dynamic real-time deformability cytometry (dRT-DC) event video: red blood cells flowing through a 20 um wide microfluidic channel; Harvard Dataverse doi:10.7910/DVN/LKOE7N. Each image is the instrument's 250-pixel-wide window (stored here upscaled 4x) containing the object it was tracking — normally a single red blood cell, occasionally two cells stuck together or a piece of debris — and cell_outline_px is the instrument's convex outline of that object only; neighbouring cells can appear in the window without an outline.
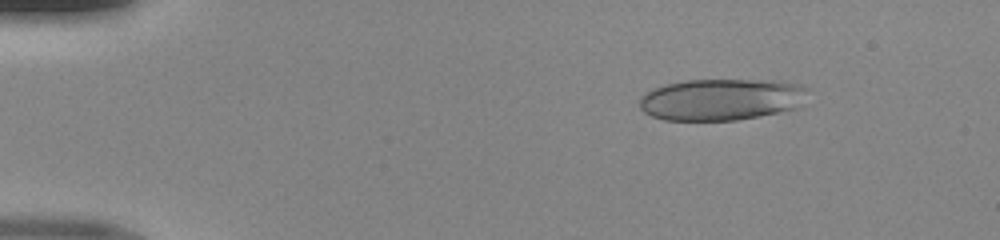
{"species": "human", "species_latin": "Homo sapiens", "temperature_condition": "room temperature", "stored_images_in_passage": 49, "camera_frame_rate_fps": 3000, "um_per_image_px": 0.085, "donor": {"sex": "male"}, "frame": {"image": 1, "passage_image": 7, "time_ms": 2.0, "image_size_px": [1000, 240], "cell_outline_px": [[808, 88], [796, 108], [760, 116], [736, 120], [664, 120], [652, 116], [644, 112], [640, 108], [640, 96], [644, 92], [652, 88], [664, 84], [688, 80], [780, 80], [800, 84]], "centroid_in_image_um": [61.26, 8.44], "position_along_channel_um": 23.7, "area_um2": 40.92}}
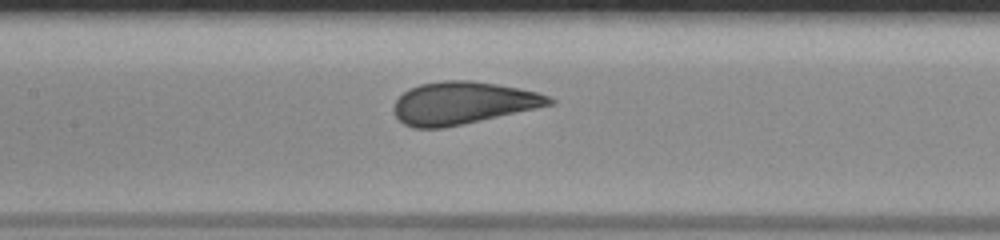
{"frame": {"image": 2, "passage_image": 24, "time_ms": 7.667, "image_size_px": [1000, 240], "cell_outline_px": [[556, 104], [444, 128], [412, 128], [404, 124], [396, 116], [392, 108], [396, 100], [408, 88], [420, 84], [444, 80], [468, 80], [496, 84], [536, 92], [548, 96], [556, 100]], "centroid_in_image_um": [39.32, 8.76], "position_along_channel_um": 168.1, "area_um2": 38.38}}
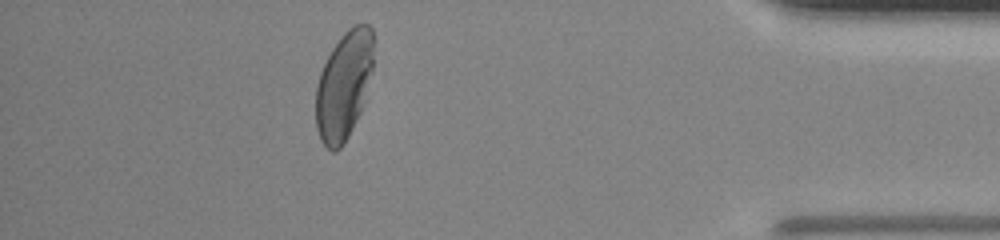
{"frame": {"image": 3, "passage_image": 44, "time_ms": 14.333, "image_size_px": [1000, 240], "cell_outline_px": [[376, 40], [372, 72], [364, 100], [360, 112], [344, 144], [336, 152], [332, 152], [320, 140], [316, 128], [316, 84], [320, 72], [332, 48], [340, 36], [348, 28], [356, 24], [368, 24], [372, 28]], "centroid_in_image_um": [29.25, 7.21], "position_along_channel_um": 405.9, "area_um2": 36.88}}